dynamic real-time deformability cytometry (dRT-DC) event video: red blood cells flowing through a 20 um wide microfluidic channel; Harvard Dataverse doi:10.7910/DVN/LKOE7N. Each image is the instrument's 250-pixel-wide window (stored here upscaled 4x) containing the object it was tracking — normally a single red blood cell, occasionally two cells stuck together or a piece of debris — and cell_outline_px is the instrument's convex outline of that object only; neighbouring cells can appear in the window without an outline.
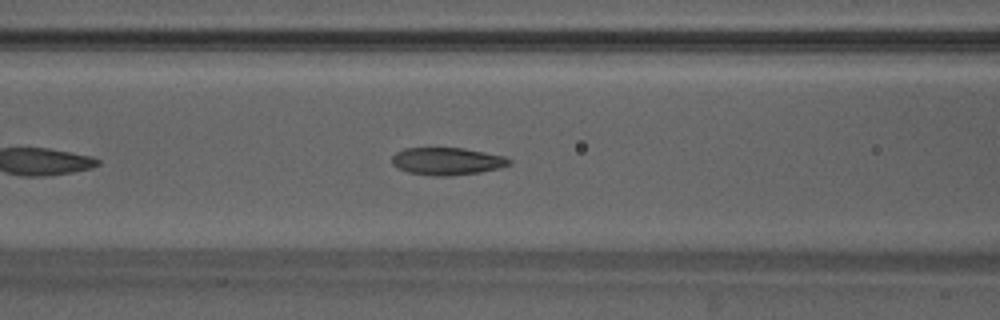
{"species": "Egyptian fruit bat (a non-hibernating species)", "species_latin": "Rousettus aegyptiacus", "temperature_condition": "warm", "stored_images_in_passage": 36, "camera_frame_rate_fps": 3000, "um_per_image_px": 0.085, "animal": {"sex": "male"}, "frame": {"image": 1, "passage_image": 9, "time_ms": 2.667, "image_size_px": [1000, 320], "cell_outline_px": [[512, 164], [500, 168], [480, 172], [448, 176], [432, 176], [408, 172], [396, 168], [392, 164], [392, 156], [396, 152], [404, 148], [464, 148], [504, 156], [512, 160]], "centroid_in_image_um": [38.0, 13.71], "position_along_channel_um": 128.6, "area_um2": 18.9}}
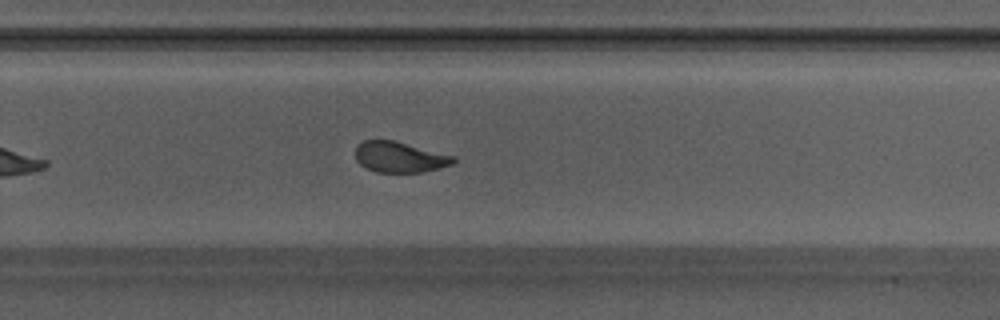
{"frame": {"image": 2, "passage_image": 21, "time_ms": 6.667, "image_size_px": [1000, 320], "cell_outline_px": [[456, 160], [452, 164], [420, 172], [376, 172], [360, 164], [356, 160], [356, 144], [364, 140], [392, 140], [456, 156]], "centroid_in_image_um": [33.95, 13.34], "position_along_channel_um": 295.9, "area_um2": 17.34}}
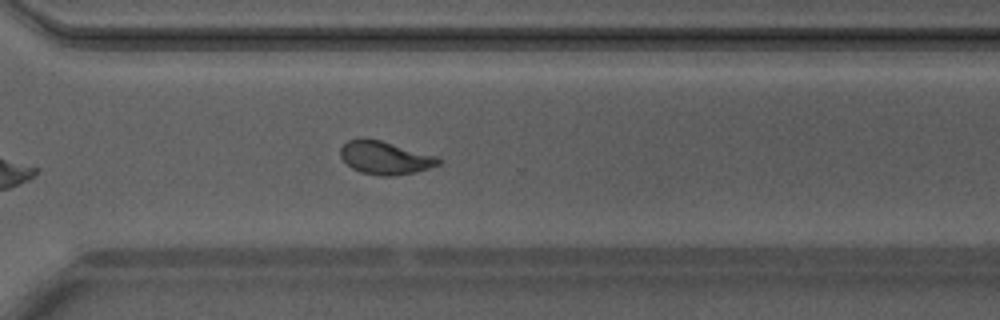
{"frame": {"image": 3, "passage_image": 24, "time_ms": 7.667, "image_size_px": [1000, 320], "cell_outline_px": [[440, 164], [416, 172], [392, 176], [384, 176], [360, 172], [352, 168], [340, 156], [340, 148], [348, 140], [360, 136], [364, 136], [380, 140], [436, 156], [440, 160]], "centroid_in_image_um": [32.68, 13.39], "position_along_channel_um": 337.9, "area_um2": 18.9}, "authors_computed_cell_mechanics": {"area_um2": 18.2648, "velocity_mm_per_s": 4.1878, "shape_relaxation_time_tau1_ms": 9.8029, "shape_relaxation_time_tau2_ms": 1.0687, "deformation_change_tau1": 0.2464, "deformation_change_tau2": 0.0715}}